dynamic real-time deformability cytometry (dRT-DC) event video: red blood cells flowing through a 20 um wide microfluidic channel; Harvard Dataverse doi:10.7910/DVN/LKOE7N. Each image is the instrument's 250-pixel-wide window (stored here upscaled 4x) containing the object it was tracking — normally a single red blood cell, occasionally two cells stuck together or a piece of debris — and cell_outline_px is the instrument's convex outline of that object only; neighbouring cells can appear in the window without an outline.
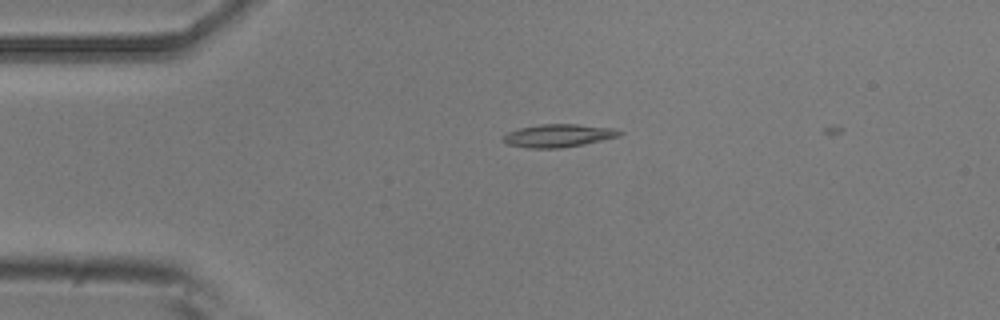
{"species": "common noctule bat (a hibernating species)", "species_latin": "Nyctalus noctula", "temperature_condition": "room temperature", "stored_images_in_passage": 7, "camera_frame_rate_fps": 3000, "um_per_image_px": 0.085, "animal": {"sex": "male", "body_mass_g": 20.5, "forearm_length_mm": 52.5}, "frame": {"image": 1, "passage_image": 6, "time_ms": 1.667, "image_size_px": [1000, 320], "cell_outline_px": [[624, 132], [620, 136], [584, 144], [560, 148], [528, 148], [508, 144], [500, 140], [508, 132], [520, 128], [540, 124], [576, 124], [612, 128]], "centroid_in_image_um": [47.45, 11.53], "position_along_channel_um": 37.5, "area_um2": 15.49}}